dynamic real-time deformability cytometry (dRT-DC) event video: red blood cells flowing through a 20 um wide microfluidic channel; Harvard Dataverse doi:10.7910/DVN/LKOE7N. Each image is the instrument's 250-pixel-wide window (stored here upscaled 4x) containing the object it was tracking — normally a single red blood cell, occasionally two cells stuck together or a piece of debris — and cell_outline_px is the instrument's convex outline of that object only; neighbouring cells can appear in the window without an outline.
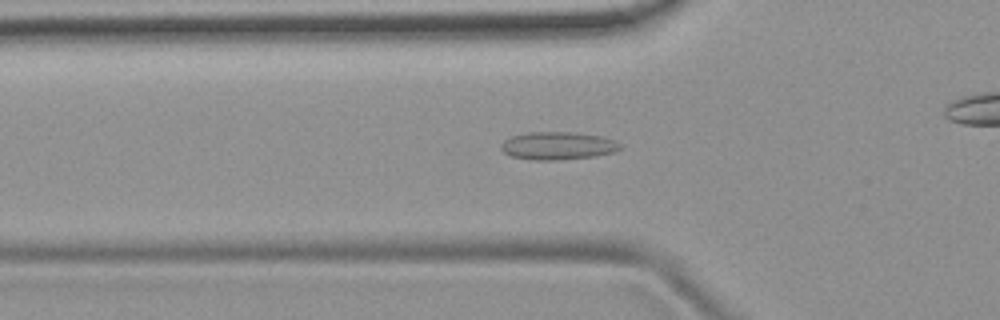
{"species": "common noctule bat (a hibernating species)", "species_latin": "Nyctalus noctula", "temperature_condition": "room temperature", "stored_images_in_passage": 38, "camera_frame_rate_fps": 3000, "um_per_image_px": 0.085, "animal": {"sex": "female", "body_mass_g": 19.9}, "frame": {"image": 1, "passage_image": 3, "time_ms": 0.667, "image_size_px": [1000, 320], "cell_outline_px": [[624, 148], [616, 152], [596, 156], [556, 160], [532, 160], [512, 156], [504, 152], [500, 148], [500, 144], [504, 140], [512, 136], [528, 132], [572, 132], [600, 136], [616, 140], [624, 144]], "centroid_in_image_um": [47.48, 12.39], "position_along_channel_um": 78.3, "area_um2": 19.59}}
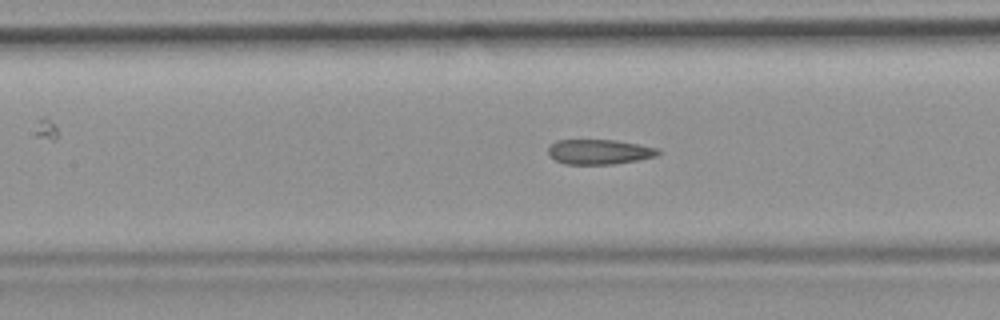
{"frame": {"image": 2, "passage_image": 9, "time_ms": 2.667, "image_size_px": [1000, 320], "cell_outline_px": [[660, 152], [656, 156], [636, 160], [612, 164], [564, 164], [548, 156], [548, 148], [556, 140], [616, 140], [640, 144], [660, 148]], "centroid_in_image_um": [50.94, 12.9], "position_along_channel_um": 156.5, "area_um2": 16.01}}
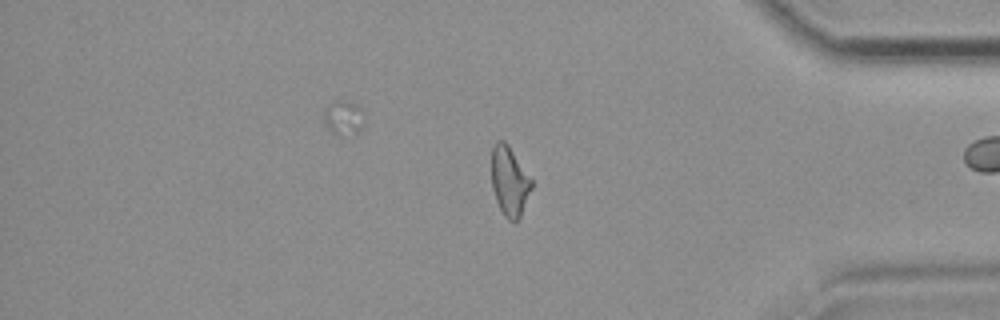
{"frame": {"image": 3, "passage_image": 29, "time_ms": 9.333, "image_size_px": [1000, 320], "cell_outline_px": [[532, 188], [520, 216], [516, 220], [508, 220], [504, 216], [496, 200], [492, 188], [492, 144], [496, 140], [504, 140], [508, 144], [532, 180]], "centroid_in_image_um": [43.29, 15.37], "position_along_channel_um": 391.9, "area_um2": 16.07}, "authors_computed_cell_mechanics": {"area_um2": 16.6464, "velocity_mm_per_s": 3.8707, "shape_relaxation_time_tau1_ms": null, "shape_relaxation_time_tau2_ms": 2.5816, "deformation_change_tau1": null, "deformation_change_tau2": 0.0909}}